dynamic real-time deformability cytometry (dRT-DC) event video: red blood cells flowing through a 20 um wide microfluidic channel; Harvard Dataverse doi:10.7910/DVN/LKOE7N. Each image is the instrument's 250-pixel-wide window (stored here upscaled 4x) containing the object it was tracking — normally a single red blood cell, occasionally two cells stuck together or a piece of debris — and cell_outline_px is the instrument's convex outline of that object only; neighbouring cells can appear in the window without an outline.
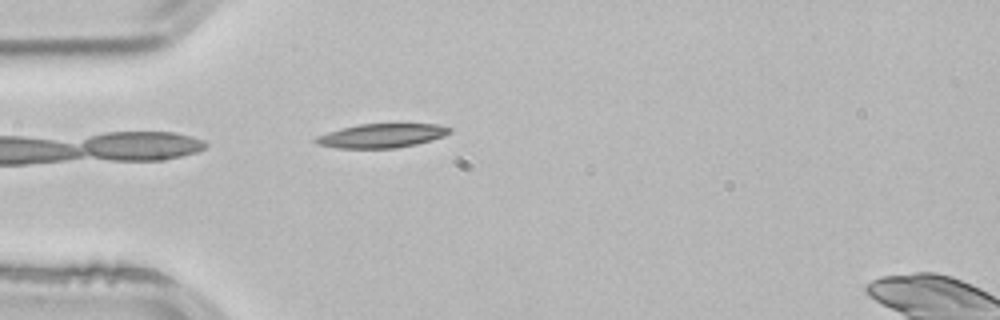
{"species": "common noctule bat (a hibernating species)", "species_latin": "Nyctalus noctula", "temperature_condition": "room temperature", "stored_images_in_passage": 3, "camera_frame_rate_fps": 3000, "um_per_image_px": 0.085, "animal": {"sex": "male", "body_mass_g": 21.5, "forearm_length_mm": 52.0}, "frame": {"image": 1, "passage_image": 3, "time_ms": 0.667, "image_size_px": [1000, 320], "cell_outline_px": [[452, 132], [444, 136], [432, 140], [416, 144], [396, 148], [336, 148], [316, 144], [312, 140], [316, 136], [340, 128], [360, 124], [440, 124], [452, 128]], "centroid_in_image_um": [32.44, 11.53], "position_along_channel_um": 52.6, "area_um2": 18.9}}